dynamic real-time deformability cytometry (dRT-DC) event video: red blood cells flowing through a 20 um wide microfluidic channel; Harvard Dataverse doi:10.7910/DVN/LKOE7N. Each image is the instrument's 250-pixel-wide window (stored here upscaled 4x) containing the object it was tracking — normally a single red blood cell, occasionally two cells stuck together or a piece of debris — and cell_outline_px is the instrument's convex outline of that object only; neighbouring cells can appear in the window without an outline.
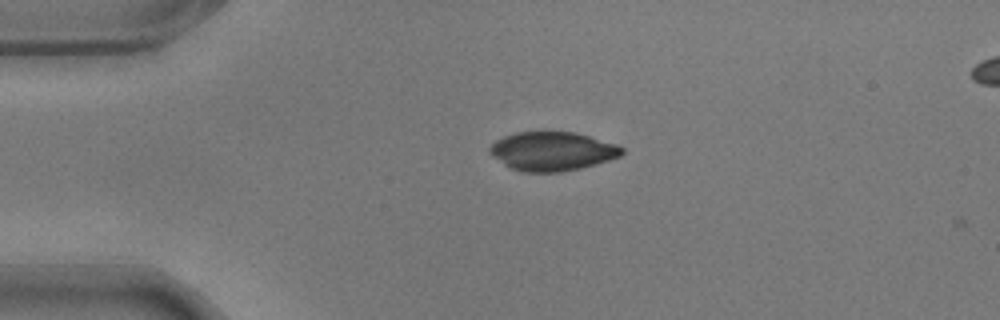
{"species": "common noctule bat (a hibernating species)", "species_latin": "Nyctalus noctula", "temperature_condition": "warm", "stored_images_in_passage": 3, "camera_frame_rate_fps": 3000, "um_per_image_px": 0.085, "animal": {"sex": "male", "body_mass_g": 17.9}, "frame": {"image": 1, "passage_image": 2, "time_ms": 0.333, "image_size_px": [1000, 320], "cell_outline_px": [[624, 152], [620, 156], [608, 160], [580, 168], [560, 172], [524, 172], [512, 168], [504, 164], [492, 156], [488, 152], [488, 148], [496, 140], [504, 136], [516, 132], [576, 132], [616, 144], [624, 148]], "centroid_in_image_um": [46.93, 12.85], "position_along_channel_um": 38.1, "area_um2": 29.82}}